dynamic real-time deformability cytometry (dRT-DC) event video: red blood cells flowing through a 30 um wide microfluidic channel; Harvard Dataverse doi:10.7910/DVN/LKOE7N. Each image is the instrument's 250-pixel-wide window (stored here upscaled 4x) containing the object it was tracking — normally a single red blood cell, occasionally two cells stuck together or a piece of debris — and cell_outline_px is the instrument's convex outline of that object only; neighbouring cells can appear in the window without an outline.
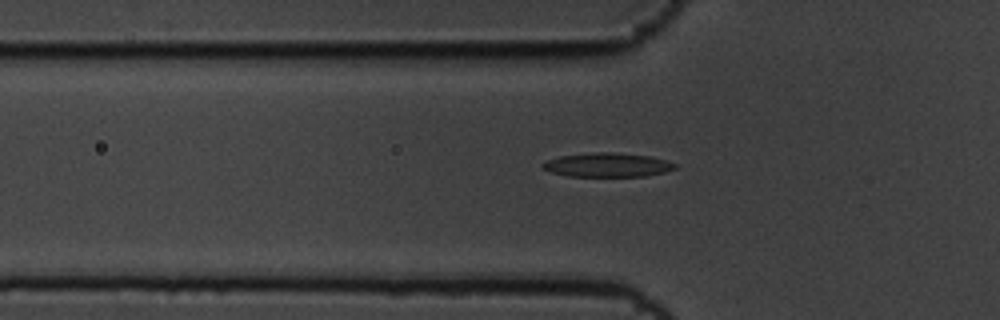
{"species": "common noctule bat (a hibernating species)", "species_latin": "Nyctalus noctula", "temperature_condition": "cold", "stored_images_in_passage": 39, "camera_frame_rate_fps": 3000, "um_per_image_px": 0.085, "animal": {"sex": "male", "body_mass_g": 19.5, "forearm_length_mm": 54.6}, "frame": {"image": 1, "passage_image": 2, "time_ms": 0.333, "image_size_px": [1000, 320], "cell_outline_px": [[676, 168], [664, 172], [644, 176], [568, 176], [552, 172], [544, 168], [540, 164], [548, 160], [560, 156], [596, 152], [612, 152], [648, 156], [664, 160], [676, 164]], "centroid_in_image_um": [51.62, 14.02], "position_along_channel_um": 74.2, "area_um2": 18.21}}
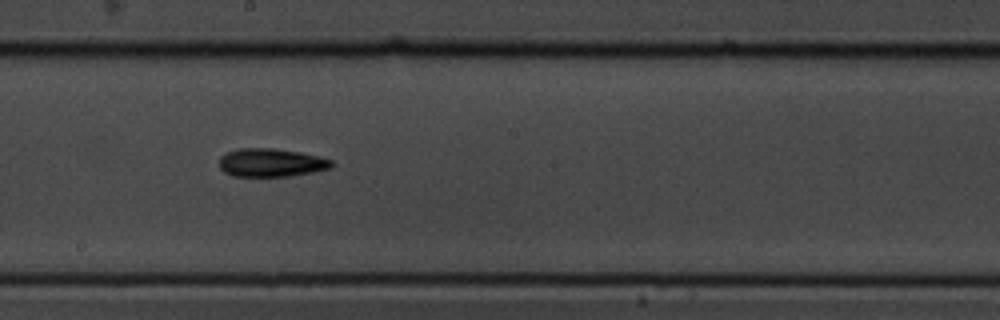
{"frame": {"image": 2, "passage_image": 15, "time_ms": 4.667, "image_size_px": [1000, 320], "cell_outline_px": [[336, 164], [332, 168], [312, 172], [288, 176], [232, 176], [224, 172], [220, 168], [220, 156], [228, 152], [240, 148], [276, 148], [300, 152], [320, 156], [332, 160]], "centroid_in_image_um": [23.08, 13.82], "position_along_channel_um": 225.1, "area_um2": 18.67}}
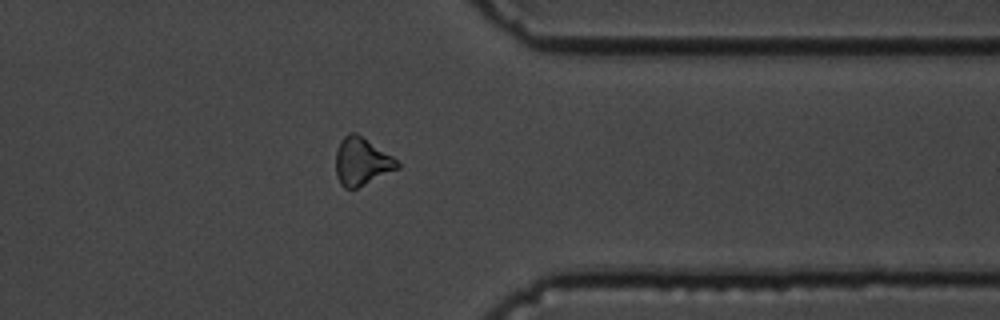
{"frame": {"image": 3, "passage_image": 29, "time_ms": 9.333, "image_size_px": [1000, 320], "cell_outline_px": [[400, 168], [356, 188], [344, 188], [340, 184], [336, 176], [336, 152], [340, 140], [348, 132], [356, 132], [392, 156], [400, 164]], "centroid_in_image_um": [30.72, 13.72], "position_along_channel_um": 380.7, "area_um2": 17.05}, "authors_computed_cell_mechanics": {"area_um2": 17.34, "velocity_mm_per_s": 3.4794, "shape_relaxation_time_tau1_ms": 4.5819, "shape_relaxation_time_tau2_ms": null, "deformation_change_tau1": 0.1191, "deformation_change_tau2": null}}